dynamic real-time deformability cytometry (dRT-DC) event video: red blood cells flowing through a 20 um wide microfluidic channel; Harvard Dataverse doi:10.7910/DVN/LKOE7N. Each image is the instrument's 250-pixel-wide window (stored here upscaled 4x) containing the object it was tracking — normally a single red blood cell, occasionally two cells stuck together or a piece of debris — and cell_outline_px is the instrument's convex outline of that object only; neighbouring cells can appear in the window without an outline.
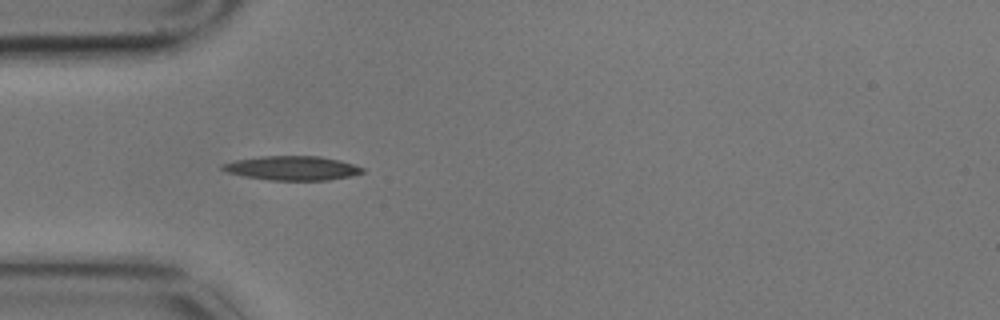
{"species": "common noctule bat (a hibernating species)", "species_latin": "Nyctalus noctula", "temperature_condition": "cold", "stored_images_in_passage": 4, "camera_frame_rate_fps": 3000, "um_per_image_px": 0.085, "animal": {"sex": "male", "body_mass_g": 17.9}, "frame": {"image": 1, "passage_image": 3, "time_ms": 0.667, "image_size_px": [1000, 320], "cell_outline_px": [[364, 172], [352, 176], [328, 180], [268, 180], [244, 176], [228, 172], [220, 168], [220, 164], [236, 160], [260, 156], [320, 156], [340, 160], [364, 168]], "centroid_in_image_um": [24.84, 14.29], "position_along_channel_um": 60.2, "area_um2": 19.77}}